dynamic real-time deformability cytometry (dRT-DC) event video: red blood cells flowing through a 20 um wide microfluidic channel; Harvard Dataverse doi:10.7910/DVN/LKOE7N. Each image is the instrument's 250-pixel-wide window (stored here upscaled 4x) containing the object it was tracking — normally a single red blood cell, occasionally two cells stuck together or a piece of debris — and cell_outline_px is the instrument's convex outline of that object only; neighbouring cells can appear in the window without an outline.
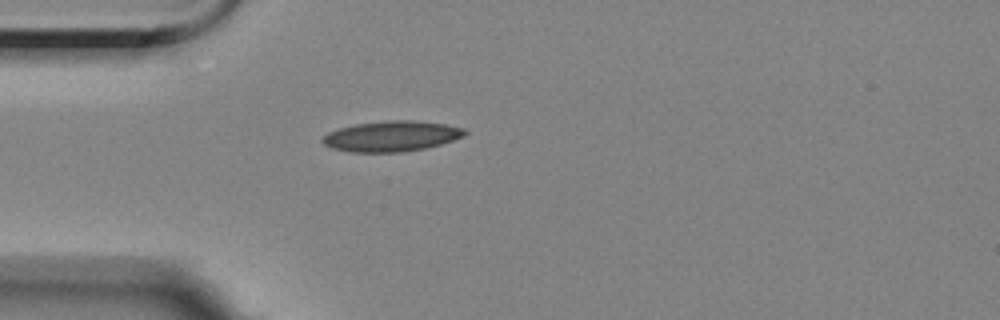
{"species": "Egyptian fruit bat (a non-hibernating species)", "species_latin": "Rousettus aegyptiacus", "temperature_condition": "room temperature", "stored_images_in_passage": 1, "camera_frame_rate_fps": 3000, "um_per_image_px": 0.085, "animal": {"sex": "female"}, "frame": {"image": 1, "passage_image": 1, "time_ms": 0.0, "image_size_px": [1000, 320], "cell_outline_px": [[468, 132], [464, 136], [440, 144], [424, 148], [404, 152], [352, 152], [332, 148], [324, 144], [320, 140], [328, 132], [340, 128], [356, 124], [388, 120], [412, 120], [444, 124], [464, 128]], "centroid_in_image_um": [33.27, 11.58], "position_along_channel_um": 51.7, "area_um2": 25.14}}